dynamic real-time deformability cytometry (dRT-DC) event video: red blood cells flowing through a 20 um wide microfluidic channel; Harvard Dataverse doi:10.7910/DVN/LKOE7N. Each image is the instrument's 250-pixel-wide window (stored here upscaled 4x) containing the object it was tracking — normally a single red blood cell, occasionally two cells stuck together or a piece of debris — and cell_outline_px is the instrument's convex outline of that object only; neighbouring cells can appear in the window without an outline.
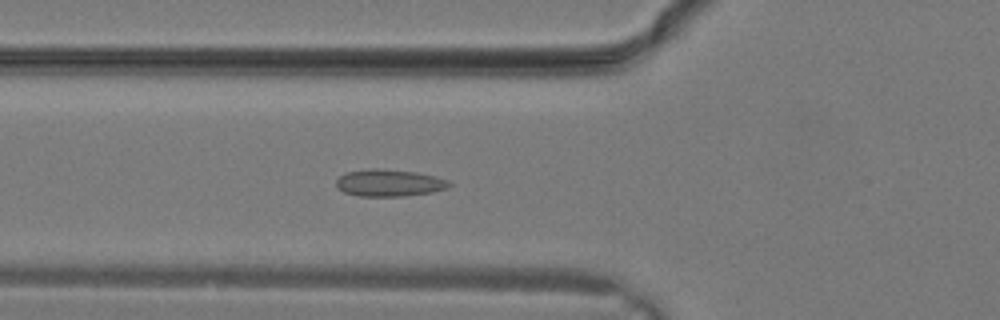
{"species": "common noctule bat (a hibernating species)", "species_latin": "Nyctalus noctula", "temperature_condition": "warm", "stored_images_in_passage": 13, "camera_frame_rate_fps": 3000, "um_per_image_px": 0.085, "animal": {"sex": "male", "body_mass_g": 19.2, "forearm_length_mm": 51.8}, "frame": {"image": 1, "passage_image": 11, "time_ms": 3.333, "image_size_px": [1000, 320], "cell_outline_px": [[452, 184], [448, 188], [432, 192], [404, 196], [360, 196], [344, 192], [336, 188], [336, 180], [344, 172], [372, 168], [380, 168], [416, 172], [448, 180]], "centroid_in_image_um": [33.05, 15.54], "position_along_channel_um": 92.8, "area_um2": 17.86}}
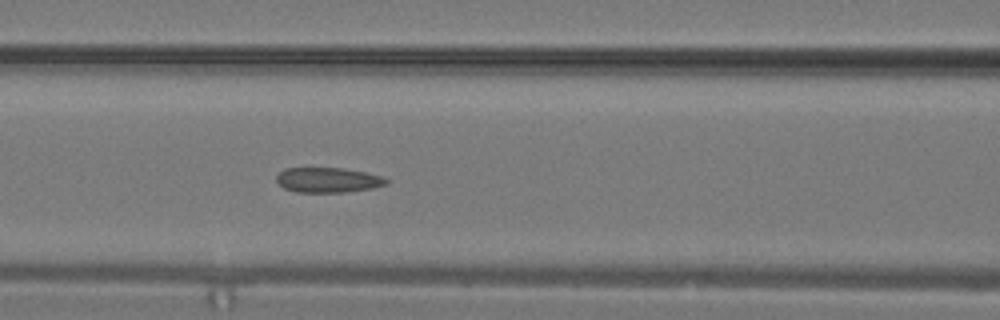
{"frame": {"image": 2, "passage_image": 13, "time_ms": 4.0, "image_size_px": [1000, 320], "cell_outline_px": [[388, 184], [372, 188], [348, 192], [296, 192], [284, 188], [276, 180], [276, 176], [284, 168], [344, 168], [364, 172], [380, 176], [388, 180]], "centroid_in_image_um": [27.87, 15.3], "position_along_channel_um": 138.7, "area_um2": 15.95}}